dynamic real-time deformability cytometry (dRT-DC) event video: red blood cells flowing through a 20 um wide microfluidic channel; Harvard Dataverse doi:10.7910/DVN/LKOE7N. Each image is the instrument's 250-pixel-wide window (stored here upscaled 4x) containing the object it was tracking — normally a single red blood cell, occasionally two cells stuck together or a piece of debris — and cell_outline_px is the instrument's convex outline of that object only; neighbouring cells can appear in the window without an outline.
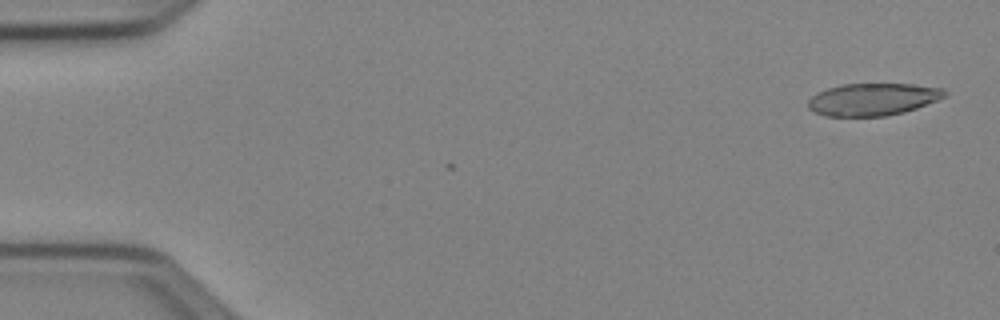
{"species": "Egyptian fruit bat (a non-hibernating species)", "species_latin": "Rousettus aegyptiacus", "temperature_condition": "cold", "stored_images_in_passage": 4, "camera_frame_rate_fps": 3000, "um_per_image_px": 0.085, "animal": {"sex": "female"}, "frame": {"image": 1, "passage_image": 4, "time_ms": 1.0, "image_size_px": [1000, 320], "cell_outline_px": [[948, 96], [916, 108], [904, 112], [884, 116], [828, 116], [816, 112], [808, 108], [808, 100], [816, 92], [840, 84], [916, 84], [944, 88], [948, 92]], "centroid_in_image_um": [74.23, 8.43], "position_along_channel_um": 10.8, "area_um2": 25.84}}